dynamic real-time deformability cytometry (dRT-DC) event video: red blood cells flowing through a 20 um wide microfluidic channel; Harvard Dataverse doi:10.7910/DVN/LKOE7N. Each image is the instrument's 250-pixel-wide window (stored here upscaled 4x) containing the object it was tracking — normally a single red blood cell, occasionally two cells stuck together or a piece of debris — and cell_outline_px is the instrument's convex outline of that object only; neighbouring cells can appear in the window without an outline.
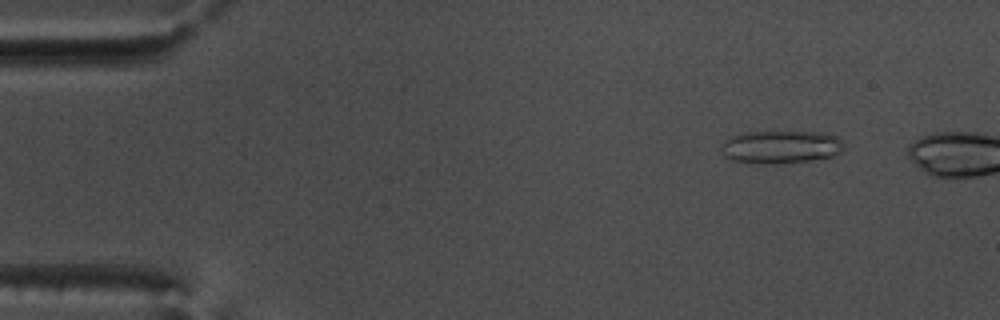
{"species": "common noctule bat (a hibernating species)", "species_latin": "Nyctalus noctula", "temperature_condition": "warm", "stored_images_in_passage": 9, "camera_frame_rate_fps": 3000, "um_per_image_px": 0.085, "animal": {"sex": "male", "body_mass_g": 17.5, "forearm_length_mm": 52.3}, "frame": {"image": 1, "passage_image": 6, "time_ms": 1.667, "image_size_px": [1000, 320], "cell_outline_px": [[844, 148], [836, 156], [812, 160], [772, 164], [744, 164], [732, 160], [724, 156], [720, 152], [720, 144], [724, 140], [732, 136], [744, 132], [824, 132], [836, 136], [844, 144]], "centroid_in_image_um": [66.32, 12.51], "position_along_channel_um": 18.7, "area_um2": 24.1}}